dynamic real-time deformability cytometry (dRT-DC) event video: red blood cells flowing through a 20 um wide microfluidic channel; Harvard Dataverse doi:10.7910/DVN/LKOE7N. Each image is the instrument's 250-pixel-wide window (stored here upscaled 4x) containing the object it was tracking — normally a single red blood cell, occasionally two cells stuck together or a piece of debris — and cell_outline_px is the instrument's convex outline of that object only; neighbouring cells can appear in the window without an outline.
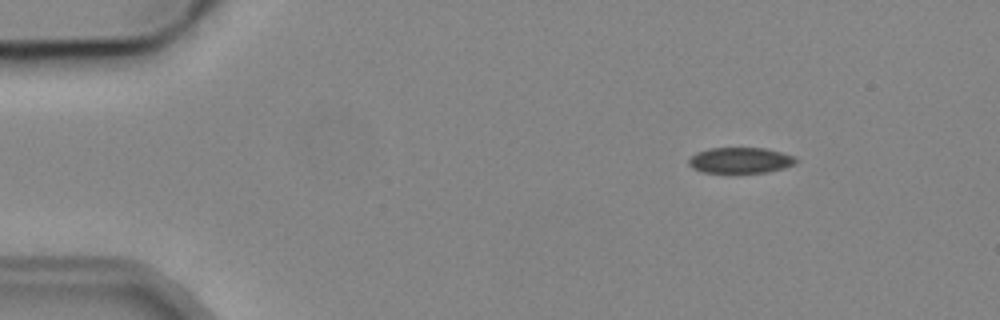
{"species": "common noctule bat (a hibernating species)", "species_latin": "Nyctalus noctula", "temperature_condition": "cold", "stored_images_in_passage": 8, "camera_frame_rate_fps": 3000, "um_per_image_px": 0.085, "animal": {"sex": "male", "body_mass_g": 19.2, "forearm_length_mm": 51.8}, "frame": {"image": 1, "passage_image": 3, "time_ms": 2.333, "image_size_px": [1000, 320], "cell_outline_px": [[796, 164], [784, 168], [768, 172], [704, 172], [692, 168], [688, 164], [688, 160], [696, 152], [708, 148], [764, 148], [784, 152], [796, 156]], "centroid_in_image_um": [62.96, 13.61], "position_along_channel_um": 22.0, "area_um2": 16.18}}
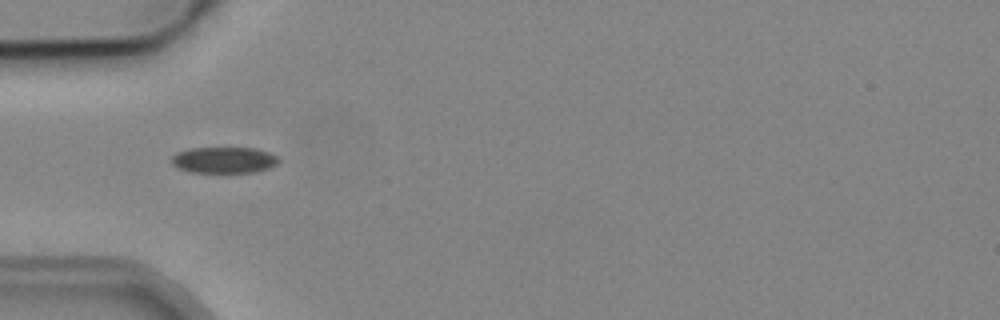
{"frame": {"image": 2, "passage_image": 6, "time_ms": 5.667, "image_size_px": [1000, 320], "cell_outline_px": [[280, 160], [276, 164], [268, 168], [252, 172], [192, 172], [180, 168], [172, 164], [172, 156], [176, 152], [192, 148], [256, 148], [268, 152], [276, 156]], "centroid_in_image_um": [19.03, 13.59], "position_along_channel_um": 66.0, "area_um2": 16.13}}
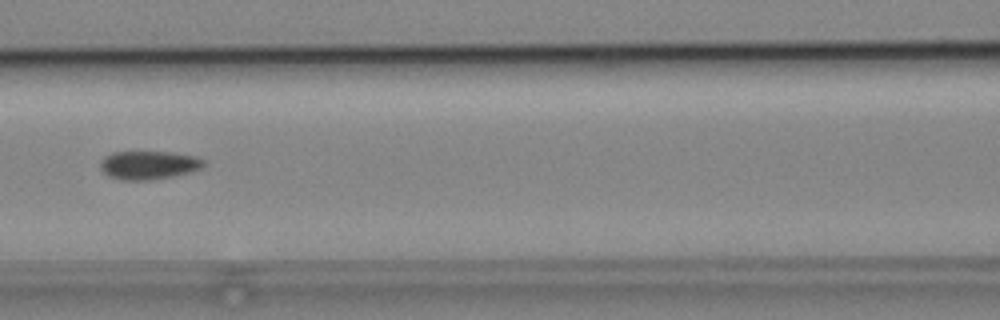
{"frame": {"image": 3, "passage_image": 8, "time_ms": 8.0, "image_size_px": [1000, 320], "cell_outline_px": [[208, 164], [200, 168], [188, 172], [172, 176], [152, 180], [120, 180], [108, 176], [100, 168], [100, 160], [104, 156], [112, 152], [172, 152], [196, 156], [204, 160]], "centroid_in_image_um": [12.62, 14.03], "position_along_channel_um": 154.0, "area_um2": 17.28}}